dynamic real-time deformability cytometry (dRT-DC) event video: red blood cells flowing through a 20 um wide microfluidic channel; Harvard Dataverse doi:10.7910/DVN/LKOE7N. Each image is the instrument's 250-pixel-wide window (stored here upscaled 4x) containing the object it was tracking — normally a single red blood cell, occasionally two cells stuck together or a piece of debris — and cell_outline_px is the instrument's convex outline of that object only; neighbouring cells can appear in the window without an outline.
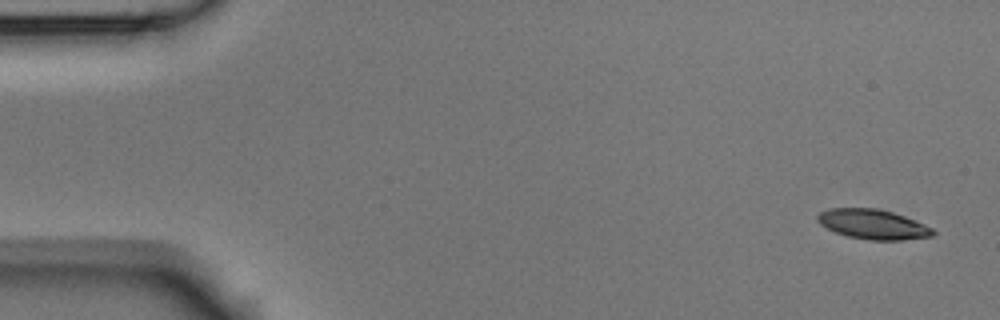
{"species": "Egyptian fruit bat (a non-hibernating species)", "species_latin": "Rousettus aegyptiacus", "temperature_condition": "room temperature", "stored_images_in_passage": 8, "camera_frame_rate_fps": 3000, "um_per_image_px": 0.085, "animal": {"sex": "male"}, "frame": {"image": 1, "passage_image": 1, "time_ms": 0.0, "image_size_px": [1000, 320], "cell_outline_px": [[936, 232], [932, 236], [900, 240], [868, 240], [848, 236], [836, 232], [820, 224], [816, 220], [816, 216], [820, 212], [828, 208], [876, 208], [892, 212], [904, 216], [924, 224], [932, 228]], "centroid_in_image_um": [74.18, 19.06], "position_along_channel_um": 10.8, "area_um2": 19.94}}
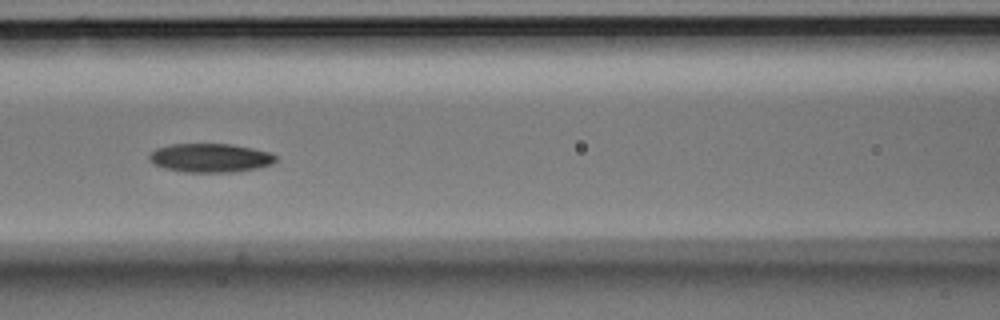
{"frame": {"image": 2, "passage_image": 6, "time_ms": 1.667, "image_size_px": [1000, 320], "cell_outline_px": [[276, 160], [272, 164], [256, 168], [232, 172], [184, 172], [164, 168], [152, 164], [148, 160], [148, 156], [156, 148], [172, 144], [232, 144], [252, 148], [268, 152], [276, 156]], "centroid_in_image_um": [17.83, 13.42], "position_along_channel_um": 148.8, "area_um2": 21.21}}
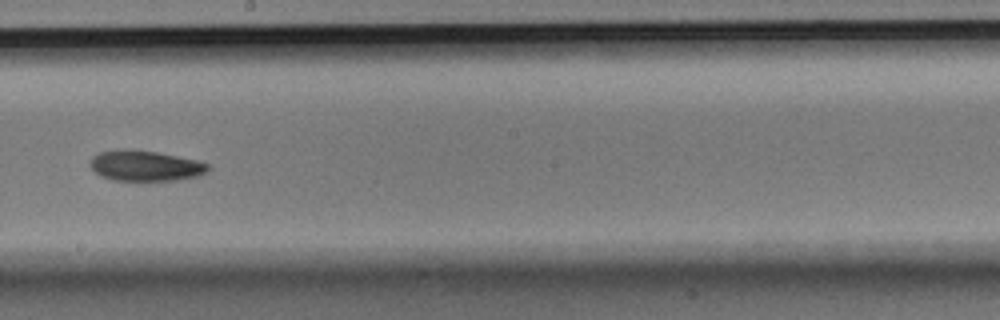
{"frame": {"image": 3, "passage_image": 8, "time_ms": 2.333, "image_size_px": [1000, 320], "cell_outline_px": [[212, 168], [208, 172], [200, 176], [176, 180], [112, 180], [100, 176], [88, 164], [92, 156], [100, 152], [132, 148], [156, 152], [196, 160], [208, 164]], "centroid_in_image_um": [12.36, 14.09], "position_along_channel_um": 235.8, "area_um2": 21.1}}